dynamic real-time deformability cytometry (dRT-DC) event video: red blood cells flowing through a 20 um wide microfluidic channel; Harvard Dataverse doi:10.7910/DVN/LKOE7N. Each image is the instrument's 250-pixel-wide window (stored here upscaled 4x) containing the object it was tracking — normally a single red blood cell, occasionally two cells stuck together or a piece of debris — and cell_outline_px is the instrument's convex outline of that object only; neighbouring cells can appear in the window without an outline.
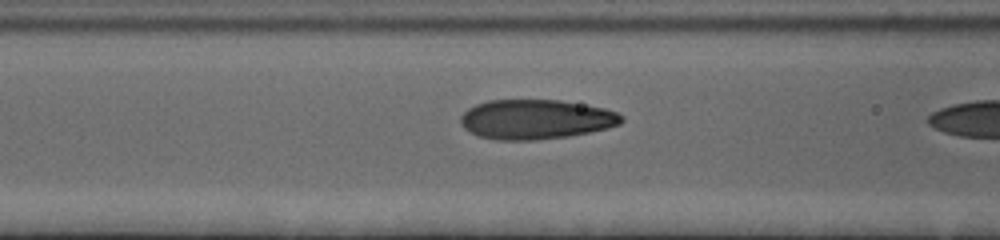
{"species": "human", "species_latin": "Homo sapiens", "temperature_condition": "cold", "stored_images_in_passage": 22, "camera_frame_rate_fps": 3000, "um_per_image_px": 0.085, "donor": {"sex": "female"}, "frame": {"image": 1, "passage_image": 21, "time_ms": 6.667, "image_size_px": [1000, 240], "cell_outline_px": [[624, 120], [620, 124], [608, 128], [568, 136], [536, 140], [496, 140], [480, 136], [468, 132], [460, 124], [460, 116], [468, 108], [476, 104], [488, 100], [560, 100], [604, 108], [616, 112], [624, 116]], "centroid_in_image_um": [45.52, 10.14], "position_along_channel_um": 121.1, "area_um2": 37.28}}